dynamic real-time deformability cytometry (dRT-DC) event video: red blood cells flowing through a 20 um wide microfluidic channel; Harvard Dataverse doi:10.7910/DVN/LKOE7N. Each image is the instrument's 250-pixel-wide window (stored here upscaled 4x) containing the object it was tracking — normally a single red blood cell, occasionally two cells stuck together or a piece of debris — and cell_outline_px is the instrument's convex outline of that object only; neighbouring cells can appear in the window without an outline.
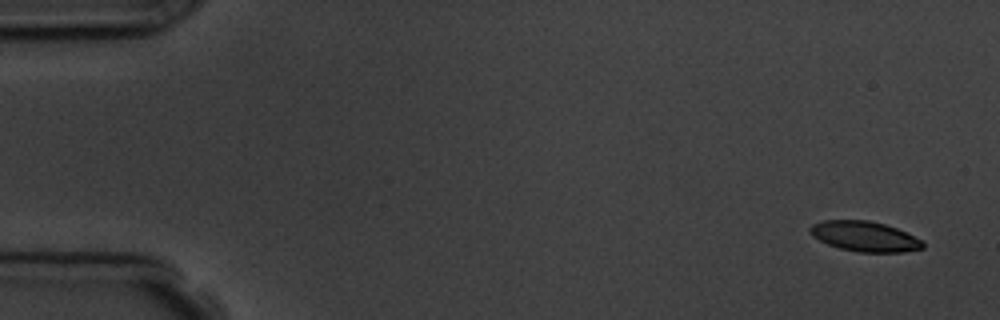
{"species": "common noctule bat (a hibernating species)", "species_latin": "Nyctalus noctula", "temperature_condition": "room temperature", "stored_images_in_passage": 5, "camera_frame_rate_fps": 3000, "um_per_image_px": 0.085, "animal": {"sex": "male", "body_mass_g": 19.5, "forearm_length_mm": 54.6}, "frame": {"image": 1, "passage_image": 1, "time_ms": 0.0, "image_size_px": [1000, 320], "cell_outline_px": [[924, 248], [904, 252], [860, 252], [840, 248], [828, 244], [812, 236], [808, 232], [808, 228], [812, 224], [824, 220], [868, 220], [884, 224], [896, 228], [920, 240], [924, 244]], "centroid_in_image_um": [73.45, 20.09], "position_along_channel_um": 11.6, "area_um2": 19.65}}
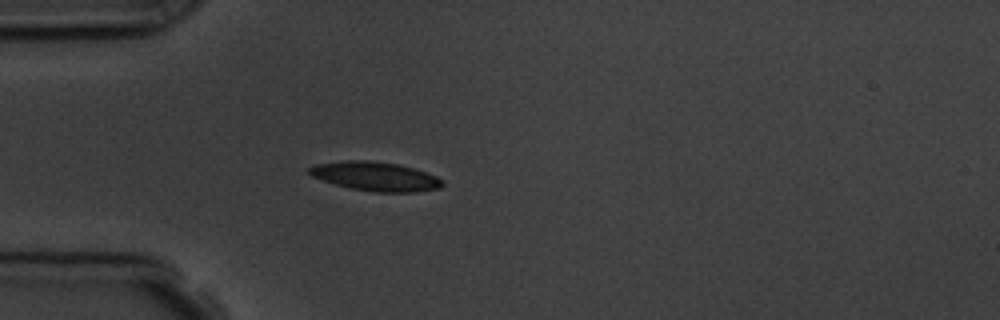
{"frame": {"image": 2, "passage_image": 5, "time_ms": 4.333, "image_size_px": [1000, 320], "cell_outline_px": [[444, 184], [440, 188], [416, 192], [372, 192], [352, 188], [336, 184], [312, 176], [308, 172], [308, 168], [316, 164], [344, 160], [364, 160], [396, 164], [412, 168], [436, 176], [444, 180]], "centroid_in_image_um": [31.93, 15.0], "position_along_channel_um": 53.1, "area_um2": 22.31}}